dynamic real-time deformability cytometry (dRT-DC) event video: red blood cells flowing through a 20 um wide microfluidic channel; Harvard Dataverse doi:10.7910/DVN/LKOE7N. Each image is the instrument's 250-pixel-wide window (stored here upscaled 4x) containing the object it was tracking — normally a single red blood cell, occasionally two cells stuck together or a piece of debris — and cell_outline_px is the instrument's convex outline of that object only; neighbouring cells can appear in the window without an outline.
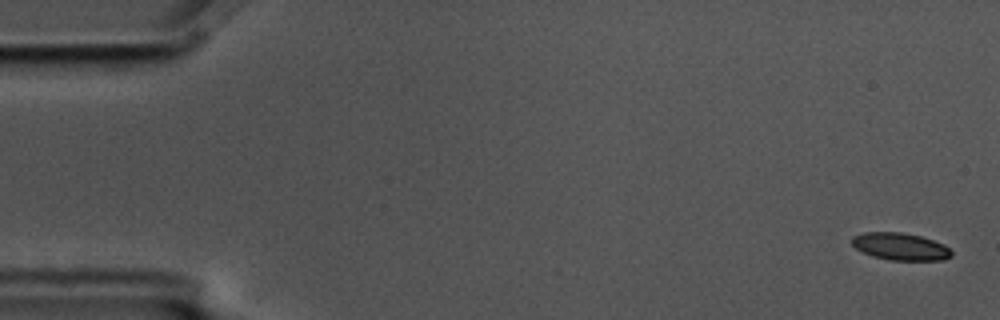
{"species": "common noctule bat (a hibernating species)", "species_latin": "Nyctalus noctula", "temperature_condition": "cold", "stored_images_in_passage": 5, "camera_frame_rate_fps": 3000, "um_per_image_px": 0.085, "animal": {"sex": "male", "body_mass_g": 17.5, "forearm_length_mm": 52.3}, "frame": {"image": 1, "passage_image": 1, "time_ms": 0.0, "image_size_px": [1000, 320], "cell_outline_px": [[952, 256], [944, 260], [888, 260], [872, 256], [856, 248], [852, 244], [852, 236], [864, 232], [900, 232], [920, 236], [944, 244], [952, 252]], "centroid_in_image_um": [76.53, 20.96], "position_along_channel_um": 8.5, "area_um2": 15.78}}
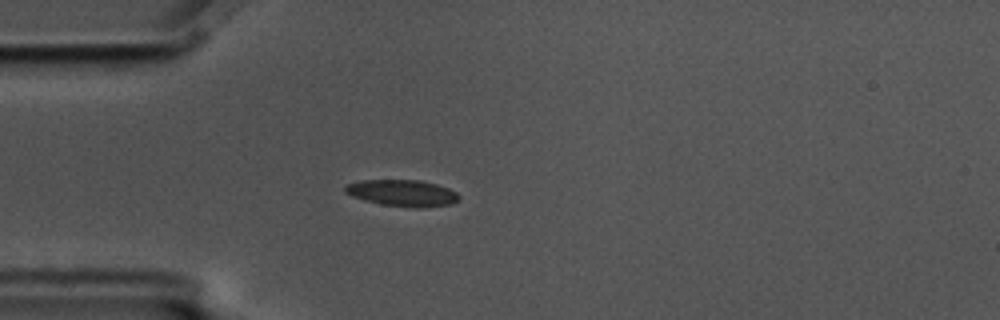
{"frame": {"image": 2, "passage_image": 5, "time_ms": 1.333, "image_size_px": [1000, 320], "cell_outline_px": [[460, 196], [452, 204], [424, 208], [416, 208], [380, 204], [352, 196], [344, 192], [344, 188], [348, 184], [360, 180], [420, 180], [436, 184], [448, 188], [456, 192]], "centroid_in_image_um": [34.21, 16.41], "position_along_channel_um": 50.8, "area_um2": 17.57}}